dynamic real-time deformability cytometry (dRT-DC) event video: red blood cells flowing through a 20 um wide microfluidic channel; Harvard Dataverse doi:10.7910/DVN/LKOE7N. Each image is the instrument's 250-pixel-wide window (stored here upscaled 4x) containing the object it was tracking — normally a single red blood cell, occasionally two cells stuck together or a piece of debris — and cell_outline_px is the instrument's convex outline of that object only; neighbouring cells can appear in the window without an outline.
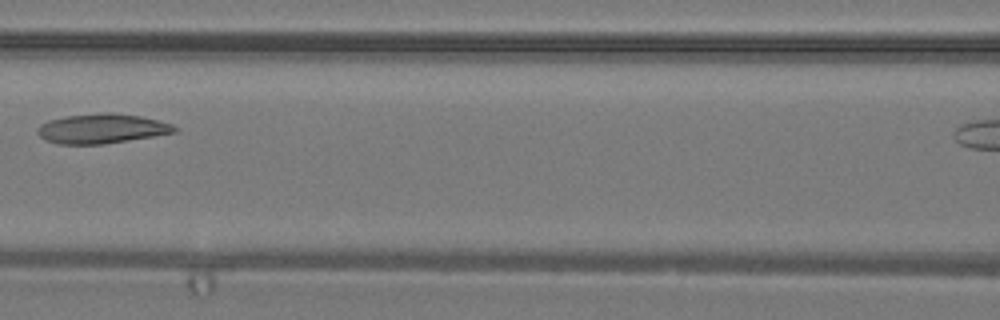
{"species": "common noctule bat (a hibernating species)", "species_latin": "Nyctalus noctula", "temperature_condition": "warm", "stored_images_in_passage": 25, "camera_frame_rate_fps": 3000, "um_per_image_px": 0.085, "animal": {"sex": "male", "body_mass_g": 19.2, "forearm_length_mm": 51.8}, "frame": {"image": 1, "passage_image": 8, "time_ms": 2.333, "image_size_px": [1000, 320], "cell_outline_px": [[180, 128], [176, 132], [104, 144], [60, 144], [44, 140], [36, 132], [36, 128], [40, 124], [48, 120], [64, 116], [100, 112], [112, 112], [140, 116], [172, 124]], "centroid_in_image_um": [8.61, 10.92], "position_along_channel_um": 158.0, "area_um2": 23.81}}
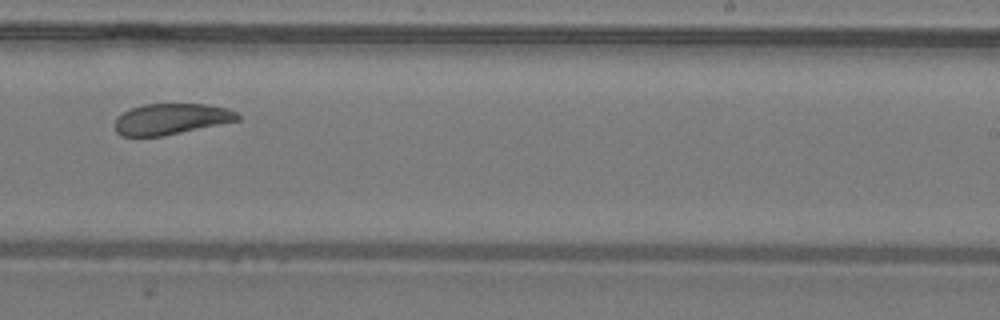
{"frame": {"image": 2, "passage_image": 15, "time_ms": 4.667, "image_size_px": [1000, 320], "cell_outline_px": [[240, 120], [164, 136], [124, 136], [116, 132], [116, 116], [132, 108], [144, 104], [204, 104], [228, 108], [236, 112], [240, 116]], "centroid_in_image_um": [14.57, 10.11], "position_along_channel_um": 274.4, "area_um2": 22.08}}